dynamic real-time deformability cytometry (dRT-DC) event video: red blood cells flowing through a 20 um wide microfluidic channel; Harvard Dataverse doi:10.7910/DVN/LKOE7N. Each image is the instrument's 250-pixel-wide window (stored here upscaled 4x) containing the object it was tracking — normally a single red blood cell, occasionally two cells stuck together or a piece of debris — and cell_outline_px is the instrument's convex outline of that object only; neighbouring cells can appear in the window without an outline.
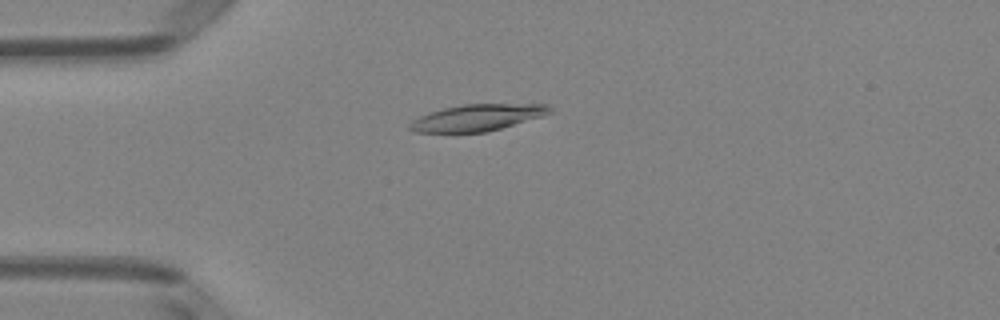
{"species": "Egyptian fruit bat (a non-hibernating species)", "species_latin": "Rousettus aegyptiacus", "temperature_condition": "room temperature", "stored_images_in_passage": 50, "camera_frame_rate_fps": 3000, "um_per_image_px": 0.085, "animal": {"sex": "female"}, "frame": {"image": 1, "passage_image": 13, "time_ms": 4.0, "image_size_px": [1000, 320], "cell_outline_px": [[552, 112], [540, 116], [488, 132], [416, 132], [408, 128], [408, 124], [412, 120], [428, 112], [444, 108], [464, 104], [548, 104], [552, 108]], "centroid_in_image_um": [40.53, 9.99], "position_along_channel_um": 44.5, "area_um2": 21.5}}
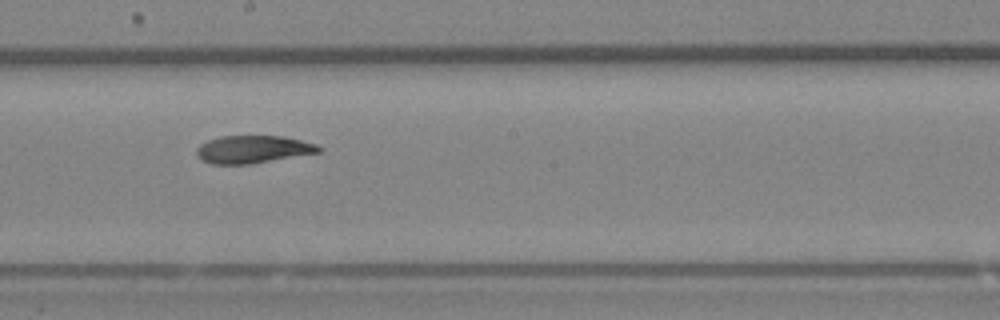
{"frame": {"image": 2, "passage_image": 28, "time_ms": 9.0, "image_size_px": [1000, 320], "cell_outline_px": [[324, 148], [320, 152], [248, 164], [212, 164], [200, 160], [196, 156], [196, 148], [200, 144], [208, 140], [220, 136], [284, 136], [316, 144]], "centroid_in_image_um": [21.46, 12.69], "position_along_channel_um": 226.7, "area_um2": 19.71}}
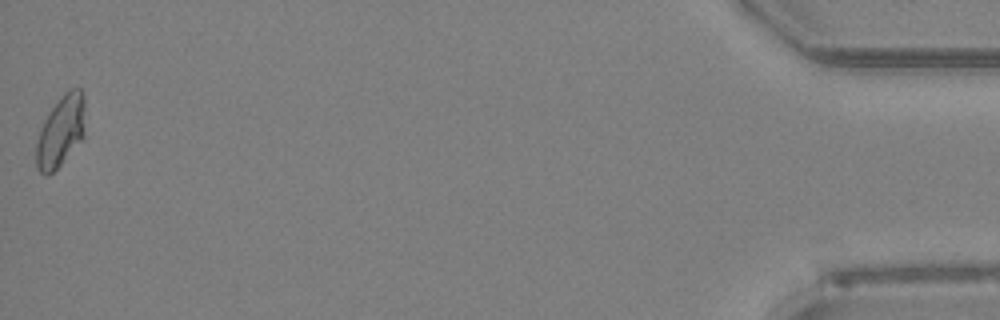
{"frame": {"image": 3, "passage_image": 50, "time_ms": 16.333, "image_size_px": [1000, 320], "cell_outline_px": [[84, 136], [60, 164], [48, 176], [44, 176], [36, 168], [36, 144], [44, 120], [48, 112], [60, 96], [68, 88], [80, 88], [84, 92]], "centroid_in_image_um": [5.16, 11.12], "position_along_channel_um": 430.0, "area_um2": 20.23}, "authors_computed_cell_mechanics": {"area_um2": 20.6924, "velocity_mm_per_s": 4.0465, "shape_relaxation_time_tau1_ms": null, "shape_relaxation_time_tau2_ms": 4.4609, "deformation_change_tau1": null, "deformation_change_tau2": 0.1109}}